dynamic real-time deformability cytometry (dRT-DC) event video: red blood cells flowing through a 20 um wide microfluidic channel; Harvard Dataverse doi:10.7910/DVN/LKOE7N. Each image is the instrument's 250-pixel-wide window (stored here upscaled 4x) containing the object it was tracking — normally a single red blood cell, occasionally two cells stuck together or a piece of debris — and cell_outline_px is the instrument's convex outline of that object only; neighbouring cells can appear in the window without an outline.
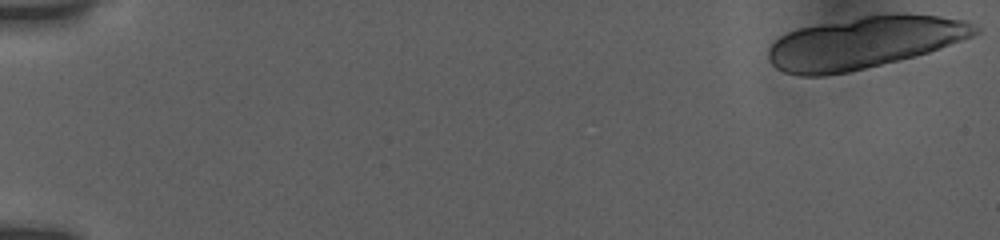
{"species": "human", "species_latin": "Homo sapiens", "temperature_condition": "room temperature", "stored_images_in_passage": 14, "camera_frame_rate_fps": 3000, "um_per_image_px": 0.085, "donor": {"sex": "female"}, "frame": {"image": 1, "passage_image": 1, "time_ms": 0.0, "image_size_px": [1000, 240], "cell_outline_px": [[980, 32], [972, 36], [928, 52], [900, 60], [848, 72], [824, 76], [800, 76], [784, 72], [776, 68], [768, 60], [768, 48], [780, 36], [788, 32], [800, 28], [860, 16], [892, 12], [904, 12], [940, 16], [968, 20], [980, 28]], "centroid_in_image_um": [73.48, 3.6], "position_along_channel_um": 11.5, "area_um2": 63.0}}